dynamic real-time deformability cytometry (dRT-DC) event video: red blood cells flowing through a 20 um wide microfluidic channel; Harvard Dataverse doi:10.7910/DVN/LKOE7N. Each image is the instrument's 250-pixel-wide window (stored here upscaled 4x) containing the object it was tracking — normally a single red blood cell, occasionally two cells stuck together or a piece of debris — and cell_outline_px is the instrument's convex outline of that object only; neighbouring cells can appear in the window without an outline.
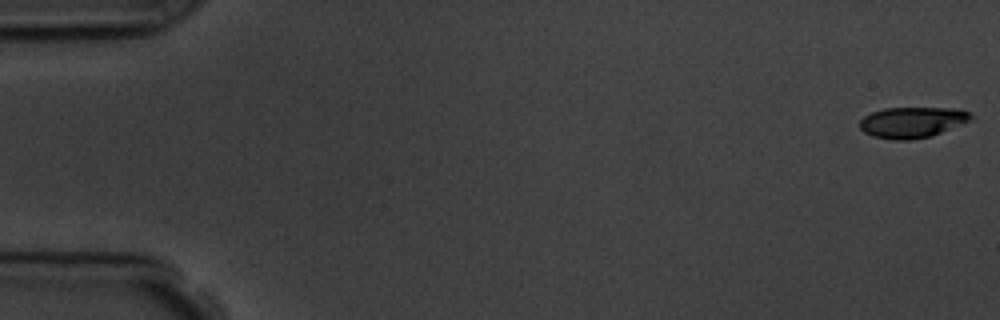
{"species": "common noctule bat (a hibernating species)", "species_latin": "Nyctalus noctula", "temperature_condition": "room temperature", "stored_images_in_passage": 16, "camera_frame_rate_fps": 3000, "um_per_image_px": 0.085, "animal": {"sex": "male", "body_mass_g": 19.5, "forearm_length_mm": 54.6}, "frame": {"image": 1, "passage_image": 1, "time_ms": 0.0, "image_size_px": [1000, 320], "cell_outline_px": [[972, 116], [968, 120], [940, 132], [928, 136], [912, 140], [892, 140], [872, 136], [864, 132], [860, 128], [860, 120], [864, 116], [872, 112], [884, 108], [960, 108], [968, 112]], "centroid_in_image_um": [77.46, 10.39], "position_along_channel_um": 7.5, "area_um2": 19.65}}
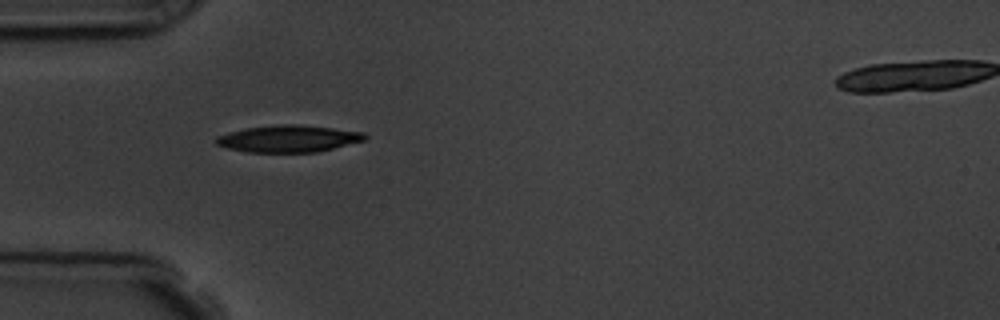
{"frame": {"image": 2, "passage_image": 5, "time_ms": 5.333, "image_size_px": [1000, 320], "cell_outline_px": [[368, 136], [364, 140], [316, 152], [248, 152], [228, 148], [216, 144], [216, 136], [228, 132], [248, 128], [280, 124], [296, 124], [332, 128], [364, 132]], "centroid_in_image_um": [24.51, 11.78], "position_along_channel_um": 60.5, "area_um2": 23.06}}
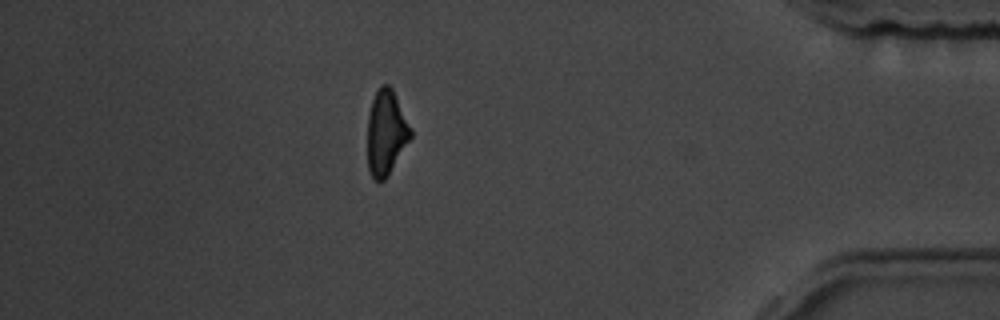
{"frame": {"image": 3, "passage_image": 14, "time_ms": 15.667, "image_size_px": [1000, 320], "cell_outline_px": [[412, 136], [388, 176], [384, 180], [376, 180], [372, 176], [368, 168], [368, 116], [372, 100], [380, 84], [388, 84], [392, 88], [412, 128]], "centroid_in_image_um": [32.83, 11.25], "position_along_channel_um": 402.4, "area_um2": 21.33}, "authors_computed_cell_mechanics": {"area_um2": 22.5709, "velocity_mm_per_s": 3.7591, "shape_relaxation_time_tau1_ms": 4.2892, "shape_relaxation_time_tau2_ms": 4.4777, "deformation_change_tau1": 0.1269, "deformation_change_tau2": 0.1158}}